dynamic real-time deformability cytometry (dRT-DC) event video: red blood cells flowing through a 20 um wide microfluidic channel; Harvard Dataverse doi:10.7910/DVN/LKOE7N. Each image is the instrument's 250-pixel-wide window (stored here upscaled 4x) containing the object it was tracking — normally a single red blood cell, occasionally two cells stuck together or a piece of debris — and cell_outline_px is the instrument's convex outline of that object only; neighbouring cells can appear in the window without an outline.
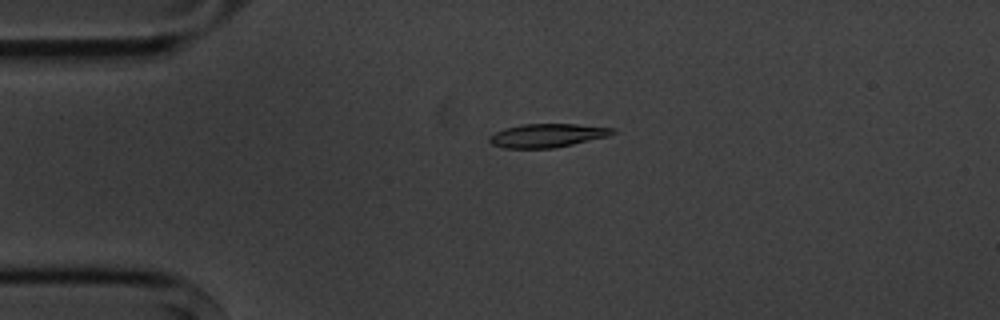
{"species": "common noctule bat (a hibernating species)", "species_latin": "Nyctalus noctula", "temperature_condition": "cold", "stored_images_in_passage": 5, "camera_frame_rate_fps": 3000, "um_per_image_px": 0.085, "animal": {"sex": "male", "body_mass_g": 20.1, "forearm_length_mm": 53.5}, "frame": {"image": 1, "passage_image": 4, "time_ms": 3.667, "image_size_px": [1000, 320], "cell_outline_px": [[616, 132], [608, 136], [556, 148], [504, 148], [492, 144], [488, 140], [488, 136], [504, 128], [520, 124], [576, 124], [616, 128]], "centroid_in_image_um": [46.51, 11.51], "position_along_channel_um": 38.5, "area_um2": 17.05}}